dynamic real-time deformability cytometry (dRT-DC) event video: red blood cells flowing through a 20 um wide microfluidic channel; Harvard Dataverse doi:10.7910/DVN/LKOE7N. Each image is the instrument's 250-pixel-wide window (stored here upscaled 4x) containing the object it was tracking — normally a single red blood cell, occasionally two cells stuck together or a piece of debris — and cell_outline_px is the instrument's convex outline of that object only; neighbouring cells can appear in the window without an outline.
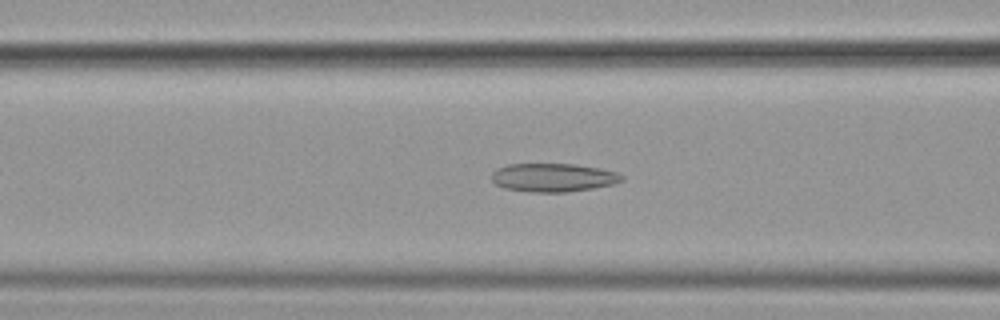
{"species": "common noctule bat (a hibernating species)", "species_latin": "Nyctalus noctula", "temperature_condition": "cold", "stored_images_in_passage": 55, "camera_frame_rate_fps": 3000, "um_per_image_px": 0.085, "animal": {"sex": "female", "body_mass_g": 19.9}, "frame": {"image": 1, "passage_image": 22, "time_ms": 7.0, "image_size_px": [1000, 320], "cell_outline_px": [[624, 180], [612, 184], [592, 188], [564, 192], [532, 192], [504, 188], [496, 184], [492, 180], [492, 172], [496, 168], [508, 164], [572, 164], [600, 168], [616, 172], [624, 176]], "centroid_in_image_um": [47.0, 15.08], "position_along_channel_um": 119.6, "area_um2": 21.5}}
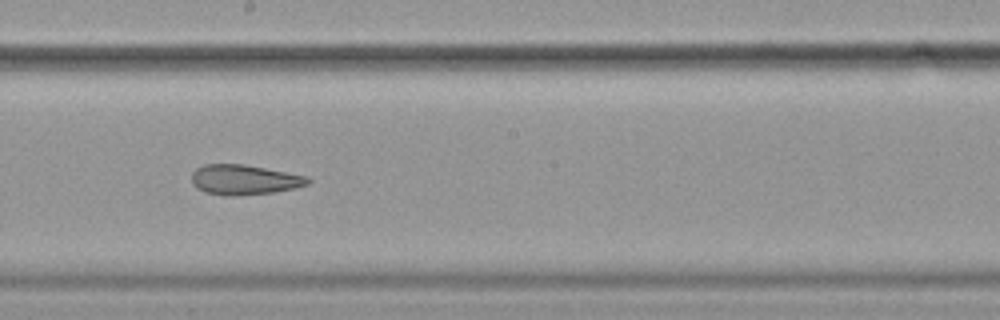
{"frame": {"image": 2, "passage_image": 31, "time_ms": 10.0, "image_size_px": [1000, 320], "cell_outline_px": [[312, 180], [308, 184], [296, 188], [276, 192], [232, 196], [228, 196], [204, 192], [196, 188], [192, 184], [192, 172], [196, 168], [204, 164], [244, 164], [308, 176]], "centroid_in_image_um": [20.76, 15.28], "position_along_channel_um": 227.4, "area_um2": 20.52}}
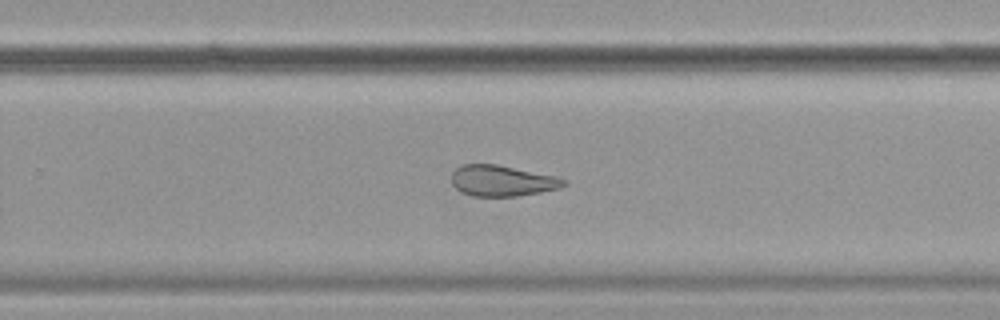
{"frame": {"image": 3, "passage_image": 36, "time_ms": 11.667, "image_size_px": [1000, 320], "cell_outline_px": [[568, 184], [560, 188], [540, 192], [516, 196], [472, 196], [460, 192], [452, 184], [452, 172], [456, 168], [464, 164], [496, 164], [556, 176], [568, 180]], "centroid_in_image_um": [42.69, 15.36], "position_along_channel_um": 287.1, "area_um2": 20.29}, "authors_computed_cell_mechanics": {"area_um2": 24.276, "velocity_mm_per_s": 3.6067, "shape_relaxation_time_tau1_ms": null, "shape_relaxation_time_tau2_ms": 4.6044, "deformation_change_tau1": null, "deformation_change_tau2": 0.1262}}